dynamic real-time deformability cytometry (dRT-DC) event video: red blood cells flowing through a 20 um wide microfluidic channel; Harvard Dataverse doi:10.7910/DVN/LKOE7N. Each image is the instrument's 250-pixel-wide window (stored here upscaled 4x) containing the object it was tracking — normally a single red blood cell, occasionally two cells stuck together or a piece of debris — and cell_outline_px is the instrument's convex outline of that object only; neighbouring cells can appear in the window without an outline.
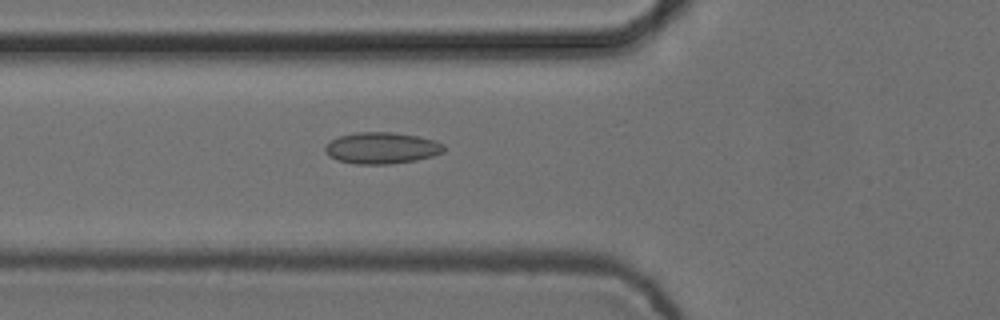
{"species": "common noctule bat (a hibernating species)", "species_latin": "Nyctalus noctula", "temperature_condition": "cold", "stored_images_in_passage": 55, "camera_frame_rate_fps": 3000, "um_per_image_px": 0.085, "animal": {"sex": "female", "body_mass_g": 24.6, "forearm_length_mm": 56.2}, "frame": {"image": 1, "passage_image": 20, "time_ms": 6.333, "image_size_px": [1000, 320], "cell_outline_px": [[444, 152], [432, 156], [416, 160], [388, 164], [356, 164], [336, 160], [328, 156], [324, 152], [324, 148], [332, 140], [340, 136], [356, 132], [392, 132], [420, 136], [444, 144]], "centroid_in_image_um": [32.43, 12.58], "position_along_channel_um": 93.4, "area_um2": 21.79}}
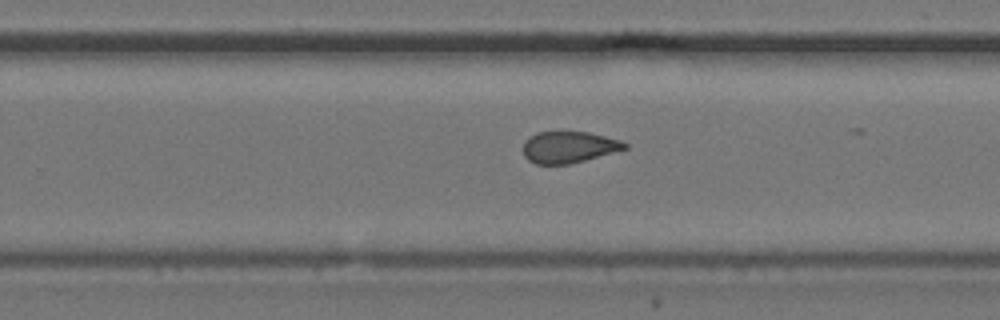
{"frame": {"image": 2, "passage_image": 35, "time_ms": 11.333, "image_size_px": [1000, 320], "cell_outline_px": [[628, 148], [584, 160], [568, 164], [536, 164], [528, 160], [524, 156], [524, 140], [528, 136], [536, 132], [588, 132], [620, 140], [628, 144]], "centroid_in_image_um": [48.31, 12.5], "position_along_channel_um": 281.5, "area_um2": 18.55}}
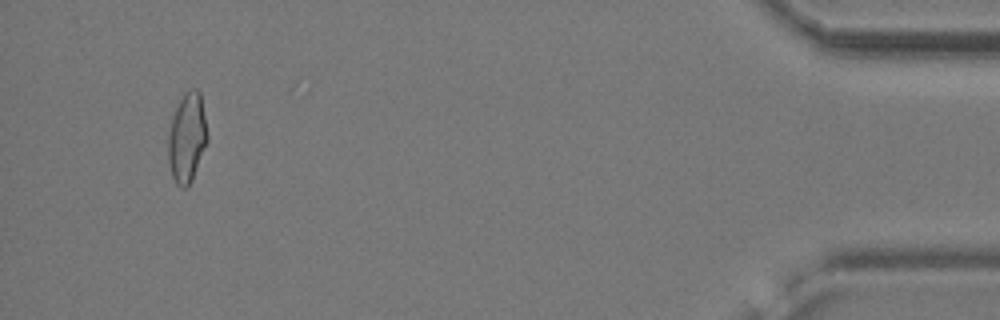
{"frame": {"image": 3, "passage_image": 52, "time_ms": 17.0, "image_size_px": [1000, 320], "cell_outline_px": [[208, 140], [192, 180], [188, 188], [180, 188], [176, 184], [172, 176], [168, 164], [168, 136], [172, 116], [184, 92], [192, 88], [196, 88], [200, 92], [208, 132]], "centroid_in_image_um": [15.9, 11.72], "position_along_channel_um": 419.3, "area_um2": 20.69}, "authors_computed_cell_mechanics": {"area_um2": 20.5768, "velocity_mm_per_s": 3.7574, "shape_relaxation_time_tau1_ms": null, "shape_relaxation_time_tau2_ms": 2.0503, "deformation_change_tau1": null, "deformation_change_tau2": 0.0818}}